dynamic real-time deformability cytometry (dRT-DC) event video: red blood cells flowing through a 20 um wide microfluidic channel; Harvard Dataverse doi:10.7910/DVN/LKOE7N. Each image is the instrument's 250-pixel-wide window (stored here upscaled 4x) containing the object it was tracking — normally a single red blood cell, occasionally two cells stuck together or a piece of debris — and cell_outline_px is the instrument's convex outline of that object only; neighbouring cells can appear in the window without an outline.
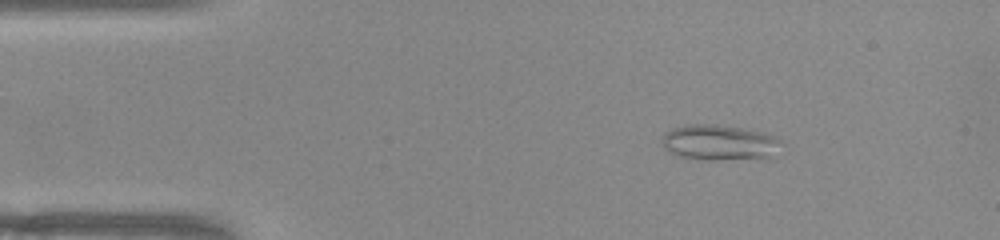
{"species": "common noctule bat (a hibernating species)", "species_latin": "Nyctalus noctula", "temperature_condition": "warm", "stored_images_in_passage": 49, "camera_frame_rate_fps": 3000, "um_per_image_px": 0.085, "animal": {"sex": "female", "body_mass_g": 22.0, "forearm_length_mm": 56.7}, "frame": {"image": 1, "passage_image": 6, "time_ms": 1.667, "image_size_px": [1000, 240], "cell_outline_px": [[784, 144], [768, 156], [716, 160], [704, 160], [676, 156], [668, 152], [660, 144], [664, 132], [672, 128], [688, 124], [716, 124], [740, 128], [760, 132], [776, 136]], "centroid_in_image_um": [61.04, 12.1], "position_along_channel_um": 24.0, "area_um2": 24.62}}
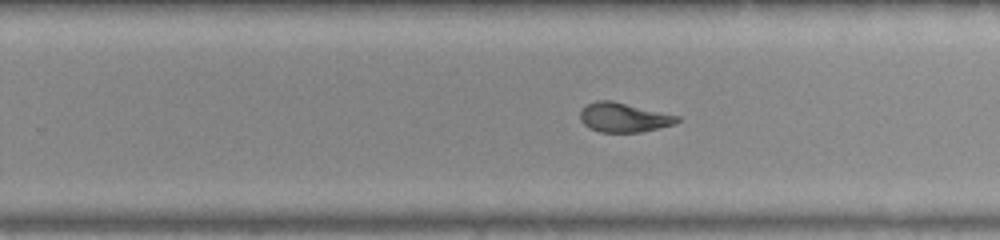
{"frame": {"image": 2, "passage_image": 30, "time_ms": 9.667, "image_size_px": [1000, 240], "cell_outline_px": [[680, 120], [676, 124], [640, 132], [600, 132], [588, 128], [580, 120], [580, 108], [596, 100], [612, 100], [680, 116]], "centroid_in_image_um": [53.0, 9.98], "position_along_channel_um": 276.8, "area_um2": 16.76}}
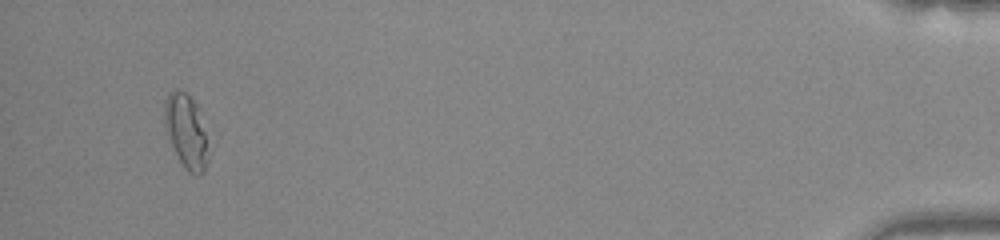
{"frame": {"image": 3, "passage_image": 47, "time_ms": 15.333, "image_size_px": [1000, 240], "cell_outline_px": [[208, 160], [204, 172], [200, 176], [196, 176], [188, 172], [184, 168], [168, 140], [164, 128], [164, 104], [168, 92], [176, 88], [184, 92], [196, 104], [204, 132]], "centroid_in_image_um": [15.77, 11.19], "position_along_channel_um": 419.4, "area_um2": 18.79}, "authors_computed_cell_mechanics": {"area_um2": 17.7446, "velocity_mm_per_s": 3.9641, "shape_relaxation_time_tau1_ms": null, "shape_relaxation_time_tau2_ms": 1.6085, "deformation_change_tau1": null, "deformation_change_tau2": 0.0856}}